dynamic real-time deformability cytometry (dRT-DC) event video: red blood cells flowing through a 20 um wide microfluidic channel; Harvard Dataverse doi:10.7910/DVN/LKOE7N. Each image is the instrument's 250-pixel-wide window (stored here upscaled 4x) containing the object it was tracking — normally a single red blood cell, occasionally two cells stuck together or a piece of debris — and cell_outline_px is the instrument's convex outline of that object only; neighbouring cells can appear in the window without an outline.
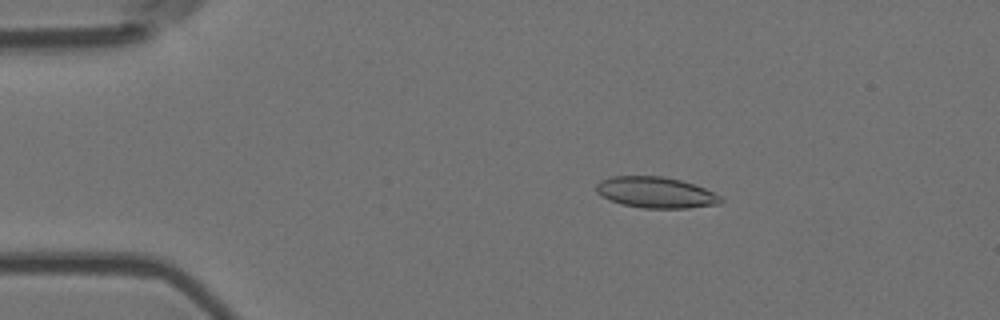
{"species": "Egyptian fruit bat (a non-hibernating species)", "species_latin": "Rousettus aegyptiacus", "temperature_condition": "room temperature", "stored_images_in_passage": 55, "camera_frame_rate_fps": 3000, "um_per_image_px": 0.085, "animal": {"sex": "female"}, "frame": {"image": 1, "passage_image": 10, "time_ms": 3.0, "image_size_px": [1000, 320], "cell_outline_px": [[724, 200], [720, 204], [688, 208], [640, 208], [620, 204], [608, 200], [596, 192], [596, 184], [600, 180], [612, 176], [664, 176], [680, 180], [704, 188], [720, 196]], "centroid_in_image_um": [55.7, 16.36], "position_along_channel_um": 29.3, "area_um2": 22.66}}
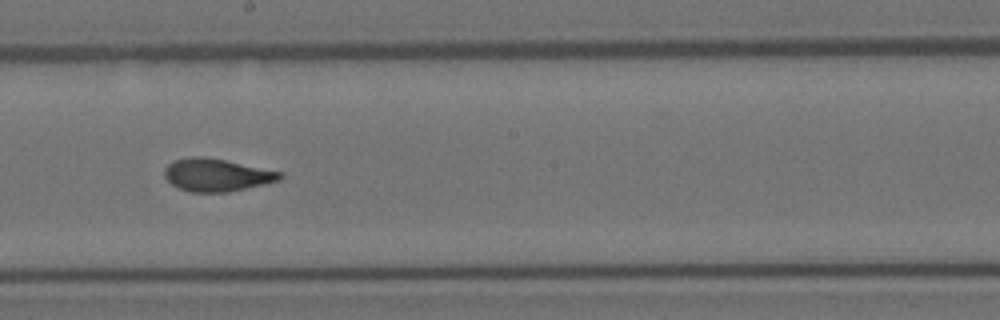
{"frame": {"image": 2, "passage_image": 31, "time_ms": 10.0, "image_size_px": [1000, 320], "cell_outline_px": [[284, 176], [280, 180], [264, 184], [228, 192], [192, 192], [180, 188], [172, 184], [164, 176], [164, 168], [172, 160], [192, 156], [200, 156], [224, 160], [284, 172]], "centroid_in_image_um": [18.42, 14.86], "position_along_channel_um": 229.8, "area_um2": 21.96}}
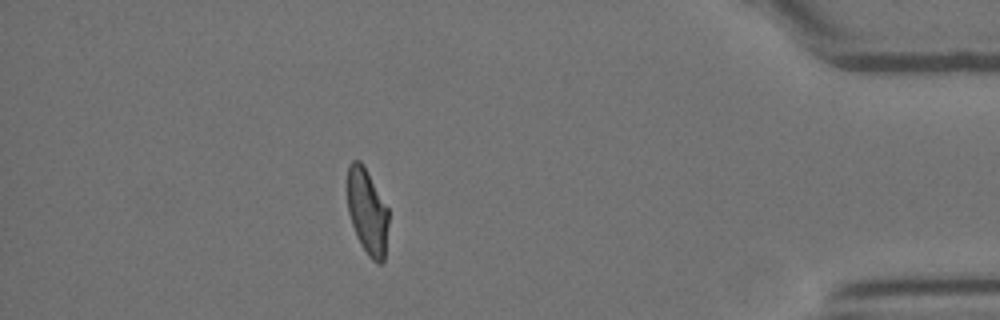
{"frame": {"image": 3, "passage_image": 49, "time_ms": 16.0, "image_size_px": [1000, 320], "cell_outline_px": [[388, 224], [384, 260], [380, 264], [376, 264], [368, 256], [360, 244], [356, 236], [348, 212], [348, 164], [352, 160], [360, 160], [388, 208]], "centroid_in_image_um": [31.22, 18.03], "position_along_channel_um": 404.0, "area_um2": 20.4}, "authors_computed_cell_mechanics": {"area_um2": 21.9062, "velocity_mm_per_s": 3.6482, "shape_relaxation_time_tau1_ms": 8.7501, "shape_relaxation_time_tau2_ms": 1.1398, "deformation_change_tau1": 0.2274, "deformation_change_tau2": 0.0696}}